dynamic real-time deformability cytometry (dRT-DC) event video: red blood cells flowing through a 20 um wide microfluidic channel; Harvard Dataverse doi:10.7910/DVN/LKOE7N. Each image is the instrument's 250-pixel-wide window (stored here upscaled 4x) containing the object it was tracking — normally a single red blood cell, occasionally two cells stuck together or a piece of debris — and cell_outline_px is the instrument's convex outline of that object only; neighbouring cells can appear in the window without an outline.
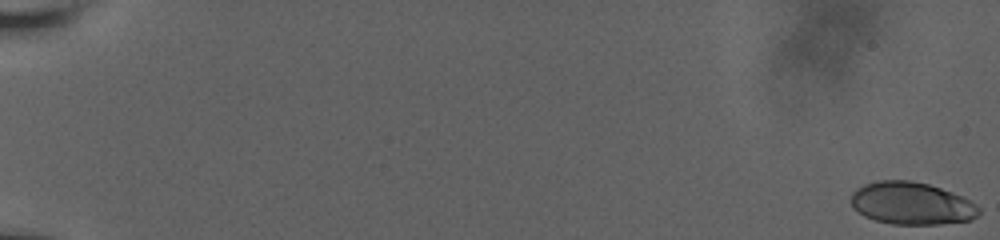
{"species": "human", "species_latin": "Homo sapiens", "temperature_condition": "room temperature", "stored_images_in_passage": 42, "camera_frame_rate_fps": 3000, "um_per_image_px": 0.085, "donor": {"sex": "male"}, "frame": {"image": 1, "passage_image": 1, "time_ms": 0.0, "image_size_px": [1000, 240], "cell_outline_px": [[980, 212], [972, 220], [940, 224], [892, 224], [876, 220], [864, 216], [852, 208], [852, 192], [856, 188], [864, 184], [876, 180], [908, 180], [928, 184], [964, 196], [976, 204], [980, 208]], "centroid_in_image_um": [77.49, 17.28], "position_along_channel_um": 7.5, "area_um2": 31.79}}
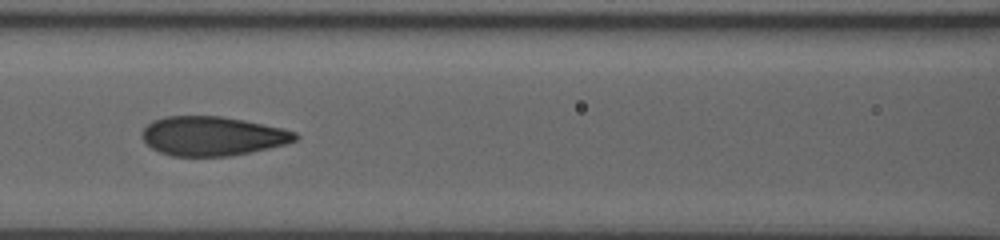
{"frame": {"image": 2, "passage_image": 24, "time_ms": 9.667, "image_size_px": [1000, 240], "cell_outline_px": [[300, 136], [296, 140], [284, 144], [268, 148], [228, 156], [172, 156], [160, 152], [152, 148], [140, 136], [144, 128], [152, 120], [164, 116], [220, 116], [244, 120], [280, 128], [296, 132]], "centroid_in_image_um": [18.02, 11.56], "position_along_channel_um": 148.6, "area_um2": 34.8}}
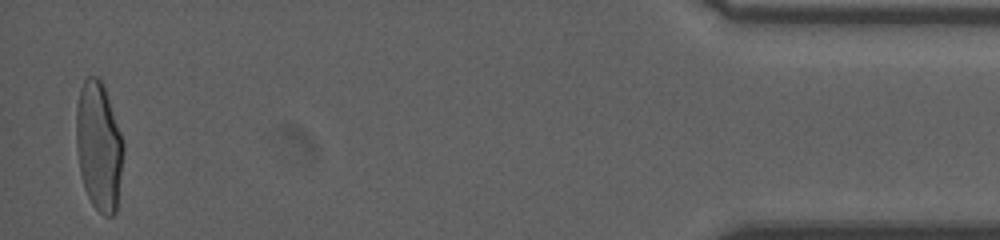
{"frame": {"image": 3, "passage_image": 42, "time_ms": 19.0, "image_size_px": [1000, 240], "cell_outline_px": [[124, 152], [116, 212], [112, 216], [104, 216], [92, 204], [84, 188], [80, 172], [76, 148], [76, 104], [80, 88], [84, 80], [88, 76], [96, 76], [104, 84], [124, 144]], "centroid_in_image_um": [8.39, 12.42], "position_along_channel_um": 426.8, "area_um2": 35.6}, "authors_computed_cell_mechanics": {"area_um2": 34.6222, "velocity_mm_per_s": 3.798, "shape_relaxation_time_tau1_ms": 5.9484, "shape_relaxation_time_tau2_ms": 0.7274, "deformation_change_tau1": 0.2143, "deformation_change_tau2": 0.0578}}